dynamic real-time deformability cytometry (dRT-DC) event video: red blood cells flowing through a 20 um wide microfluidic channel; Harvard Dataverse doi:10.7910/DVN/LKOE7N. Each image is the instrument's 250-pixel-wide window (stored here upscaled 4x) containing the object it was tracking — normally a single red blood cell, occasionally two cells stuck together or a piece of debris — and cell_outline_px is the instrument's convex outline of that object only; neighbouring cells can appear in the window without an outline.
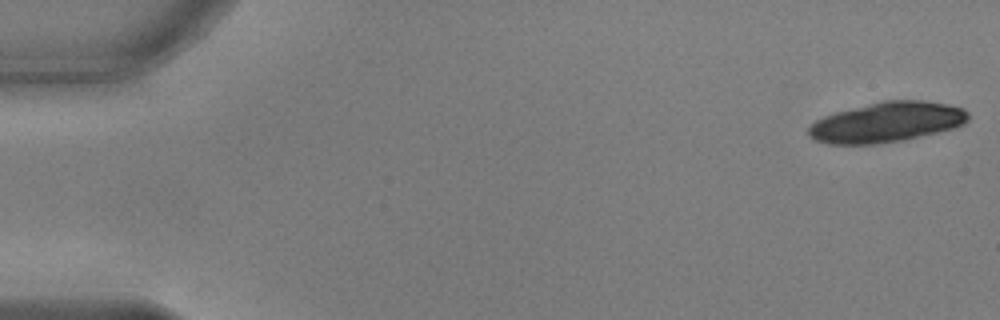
{"species": "common noctule bat (a hibernating species)", "species_latin": "Nyctalus noctula", "temperature_condition": "warm", "stored_images_in_passage": 22, "camera_frame_rate_fps": 3000, "um_per_image_px": 0.085, "animal": {"sex": "male", "body_mass_g": 17.9, "forearm_length_mm": 54.2}, "frame": {"image": 1, "passage_image": 1, "time_ms": 0.0, "image_size_px": [1000, 320], "cell_outline_px": [[968, 120], [964, 124], [952, 128], [904, 140], [876, 144], [828, 144], [812, 140], [808, 136], [808, 128], [816, 120], [824, 116], [836, 112], [884, 100], [924, 100], [948, 104], [964, 108], [968, 112]], "centroid_in_image_um": [75.36, 10.39], "position_along_channel_um": 9.6, "area_um2": 37.34}}